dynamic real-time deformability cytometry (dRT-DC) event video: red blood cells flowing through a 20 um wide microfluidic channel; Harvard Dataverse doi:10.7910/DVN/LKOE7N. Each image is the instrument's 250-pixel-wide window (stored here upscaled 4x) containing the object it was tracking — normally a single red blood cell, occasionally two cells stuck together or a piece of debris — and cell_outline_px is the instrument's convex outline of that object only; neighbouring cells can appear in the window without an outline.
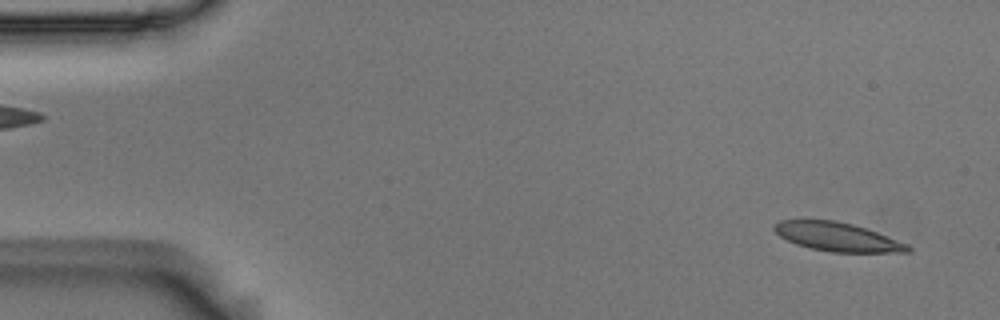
{"species": "Egyptian fruit bat (a non-hibernating species)", "species_latin": "Rousettus aegyptiacus", "temperature_condition": "room temperature", "stored_images_in_passage": 54, "camera_frame_rate_fps": 3000, "um_per_image_px": 0.085, "animal": {"sex": "male"}, "frame": {"image": 1, "passage_image": 3, "time_ms": 0.667, "image_size_px": [1000, 320], "cell_outline_px": [[912, 252], [832, 252], [808, 248], [796, 244], [780, 236], [772, 228], [772, 224], [780, 220], [836, 220], [852, 224], [876, 232], [908, 244], [912, 248]], "centroid_in_image_um": [71.15, 20.13], "position_along_channel_um": 13.9, "area_um2": 22.31}}
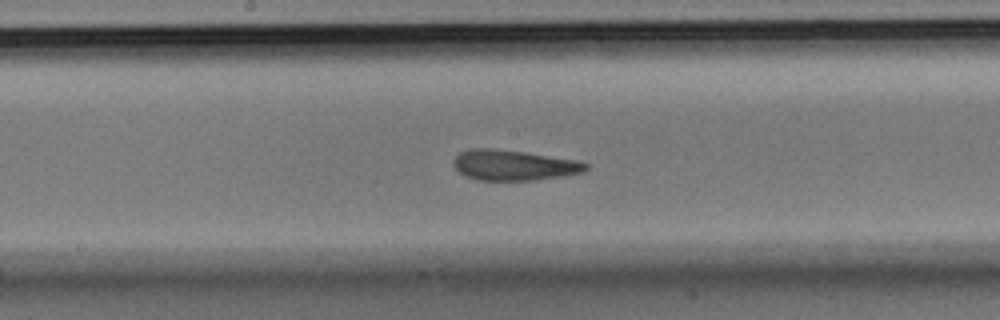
{"frame": {"image": 2, "passage_image": 28, "time_ms": 9.0, "image_size_px": [1000, 320], "cell_outline_px": [[588, 168], [584, 172], [568, 176], [536, 180], [476, 180], [460, 172], [452, 164], [452, 160], [460, 152], [468, 148], [492, 148], [524, 152], [576, 160], [588, 164]], "centroid_in_image_um": [43.68, 14.04], "position_along_channel_um": 204.5, "area_um2": 23.58}}
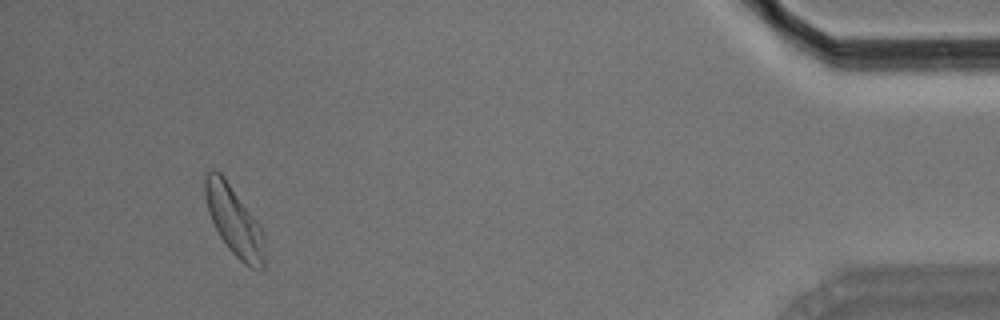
{"frame": {"image": 3, "passage_image": 51, "time_ms": 16.667, "image_size_px": [1000, 320], "cell_outline_px": [[264, 268], [252, 268], [244, 264], [228, 248], [220, 236], [208, 212], [204, 196], [204, 176], [212, 168], [216, 168], [224, 176], [260, 224], [264, 232]], "centroid_in_image_um": [19.89, 18.73], "position_along_channel_um": 415.3, "area_um2": 24.16}, "authors_computed_cell_mechanics": {"area_um2": 23.3801, "velocity_mm_per_s": 3.6195, "shape_relaxation_time_tau1_ms": 6.0092, "shape_relaxation_time_tau2_ms": 1.5636, "deformation_change_tau1": 0.1741, "deformation_change_tau2": 0.0924}}